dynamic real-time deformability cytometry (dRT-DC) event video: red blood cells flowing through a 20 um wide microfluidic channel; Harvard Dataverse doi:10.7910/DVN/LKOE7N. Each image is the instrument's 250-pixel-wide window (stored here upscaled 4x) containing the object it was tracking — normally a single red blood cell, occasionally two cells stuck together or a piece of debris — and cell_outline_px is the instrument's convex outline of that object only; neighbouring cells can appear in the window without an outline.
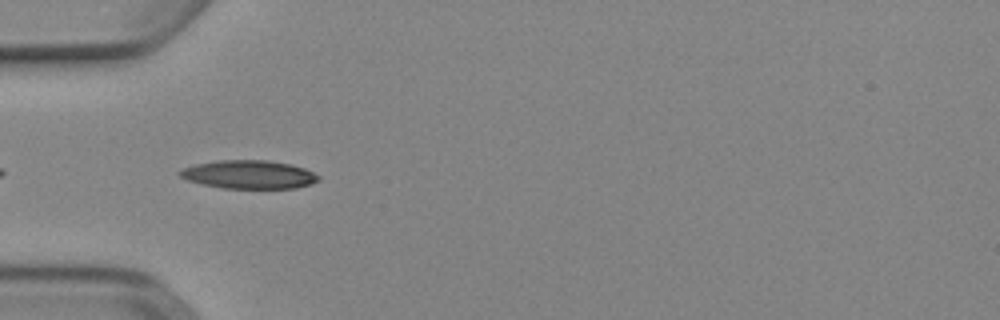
{"species": "Egyptian fruit bat (a non-hibernating species)", "species_latin": "Rousettus aegyptiacus", "temperature_condition": "cold", "stored_images_in_passage": 6, "camera_frame_rate_fps": 3000, "um_per_image_px": 0.085, "animal": {"sex": "female"}, "frame": {"image": 1, "passage_image": 2, "time_ms": 0.333, "image_size_px": [1000, 320], "cell_outline_px": [[320, 180], [312, 184], [296, 188], [224, 188], [204, 184], [188, 180], [180, 176], [176, 172], [184, 168], [196, 164], [220, 160], [268, 160], [292, 164], [304, 168], [320, 176]], "centroid_in_image_um": [21.2, 14.83], "position_along_channel_um": 63.8, "area_um2": 22.89}}
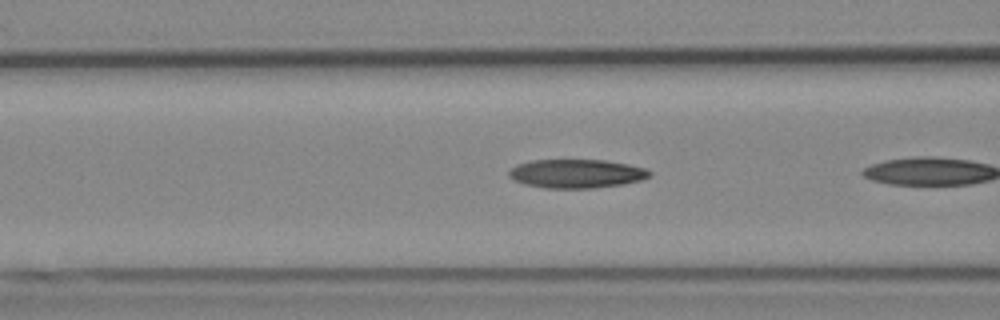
{"frame": {"image": 2, "passage_image": 4, "time_ms": 1.0, "image_size_px": [1000, 320], "cell_outline_px": [[652, 176], [640, 180], [624, 184], [592, 188], [544, 188], [524, 184], [512, 180], [508, 176], [508, 172], [516, 164], [532, 160], [604, 160], [628, 164], [648, 168], [652, 172]], "centroid_in_image_um": [49.01, 14.76], "position_along_channel_um": 117.6, "area_um2": 23.81}}